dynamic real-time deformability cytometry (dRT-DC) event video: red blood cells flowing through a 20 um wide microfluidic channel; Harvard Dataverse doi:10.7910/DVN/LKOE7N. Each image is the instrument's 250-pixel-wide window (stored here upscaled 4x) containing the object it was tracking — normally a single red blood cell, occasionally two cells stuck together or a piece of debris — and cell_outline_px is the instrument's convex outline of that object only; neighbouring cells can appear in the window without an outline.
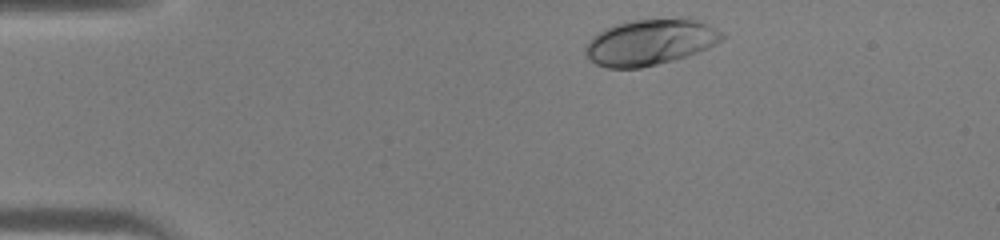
{"species": "human", "species_latin": "Homo sapiens", "temperature_condition": "warm", "stored_images_in_passage": 32, "camera_frame_rate_fps": 3000, "um_per_image_px": 0.085, "donor": {"sex": "male"}, "frame": {"image": 1, "passage_image": 2, "time_ms": 0.333, "image_size_px": [1000, 240], "cell_outline_px": [[728, 36], [708, 48], [672, 60], [640, 68], [608, 68], [596, 64], [584, 52], [584, 48], [588, 40], [596, 32], [604, 28], [616, 24], [632, 20], [696, 20], [708, 24], [724, 32]], "centroid_in_image_um": [55.23, 3.6], "position_along_channel_um": 29.8, "area_um2": 36.13}}
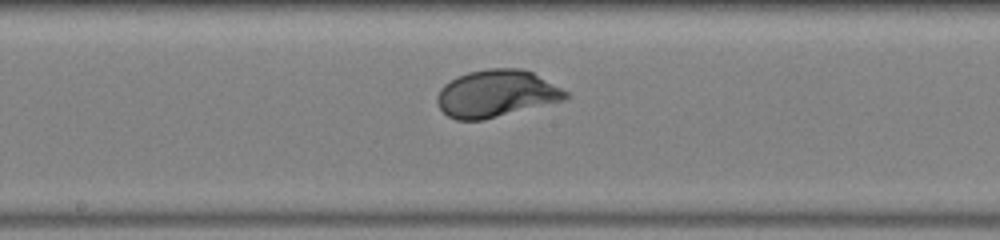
{"frame": {"image": 2, "passage_image": 18, "time_ms": 5.667, "image_size_px": [1000, 240], "cell_outline_px": [[568, 100], [484, 120], [456, 120], [448, 116], [436, 104], [436, 96], [440, 88], [444, 84], [468, 72], [488, 68], [520, 68], [532, 72], [568, 92]], "centroid_in_image_um": [42.19, 7.97], "position_along_channel_um": 206.0, "area_um2": 35.49}}
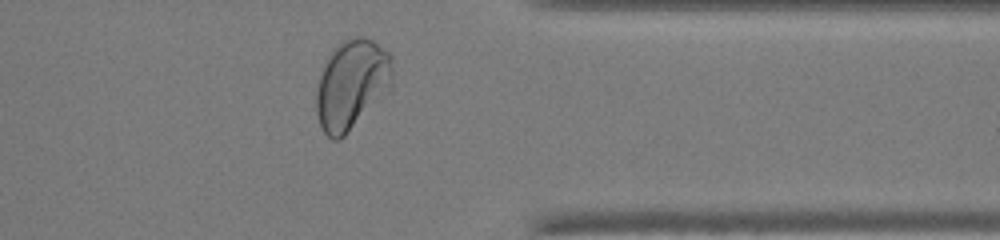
{"frame": {"image": 3, "passage_image": 30, "time_ms": 9.667, "image_size_px": [1000, 240], "cell_outline_px": [[392, 88], [340, 140], [332, 140], [324, 132], [320, 124], [316, 112], [316, 92], [320, 76], [328, 56], [332, 48], [336, 44], [344, 40], [356, 36], [364, 36], [372, 40], [388, 52], [392, 56]], "centroid_in_image_um": [29.9, 7.16], "position_along_channel_um": 381.5, "area_um2": 39.94}}